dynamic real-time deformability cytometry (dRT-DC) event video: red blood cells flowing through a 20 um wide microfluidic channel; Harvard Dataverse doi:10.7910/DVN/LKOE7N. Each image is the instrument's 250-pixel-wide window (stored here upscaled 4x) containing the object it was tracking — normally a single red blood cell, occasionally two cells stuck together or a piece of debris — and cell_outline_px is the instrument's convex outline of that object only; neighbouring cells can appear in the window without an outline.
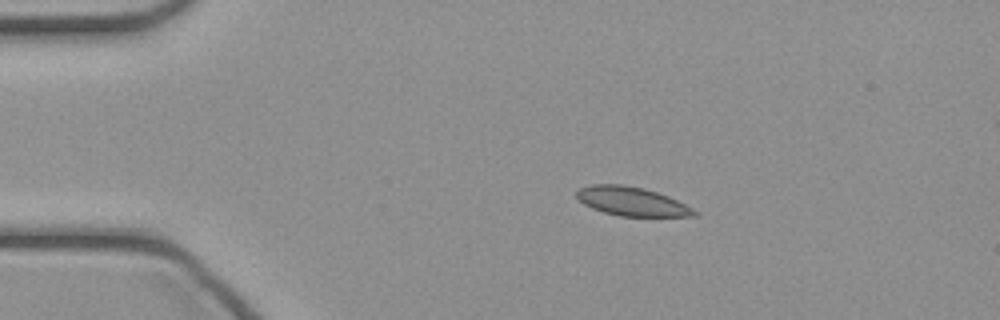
{"species": "common noctule bat (a hibernating species)", "species_latin": "Nyctalus noctula", "temperature_condition": "cold", "stored_images_in_passage": 47, "camera_frame_rate_fps": 3000, "um_per_image_px": 0.085, "animal": {"sex": "female", "body_mass_g": 21.9}, "frame": {"image": 1, "passage_image": 8, "time_ms": 2.333, "image_size_px": [1000, 320], "cell_outline_px": [[700, 216], [620, 216], [604, 212], [592, 208], [584, 204], [576, 196], [576, 192], [580, 188], [592, 184], [620, 184], [644, 188], [668, 196], [700, 212]], "centroid_in_image_um": [53.72, 17.12], "position_along_channel_um": 31.3, "area_um2": 19.71}}
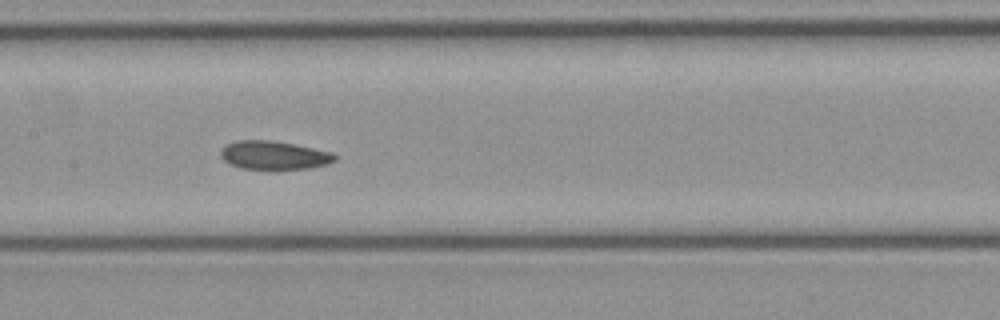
{"frame": {"image": 2, "passage_image": 22, "time_ms": 7.0, "image_size_px": [1000, 320], "cell_outline_px": [[336, 160], [328, 164], [312, 168], [276, 172], [268, 172], [240, 168], [224, 160], [220, 156], [220, 152], [228, 144], [236, 140], [272, 140], [332, 152], [336, 156]], "centroid_in_image_um": [23.31, 13.25], "position_along_channel_um": 184.1, "area_um2": 19.71}}
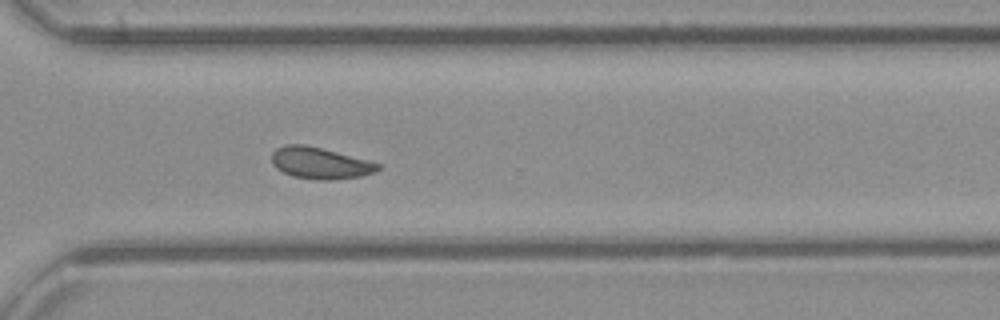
{"frame": {"image": 3, "passage_image": 33, "time_ms": 10.667, "image_size_px": [1000, 320], "cell_outline_px": [[380, 168], [376, 172], [360, 176], [332, 180], [320, 180], [292, 176], [276, 168], [272, 164], [272, 152], [276, 148], [284, 144], [304, 144], [368, 160], [380, 164]], "centroid_in_image_um": [27.18, 13.86], "position_along_channel_um": 343.4, "area_um2": 19.42}}